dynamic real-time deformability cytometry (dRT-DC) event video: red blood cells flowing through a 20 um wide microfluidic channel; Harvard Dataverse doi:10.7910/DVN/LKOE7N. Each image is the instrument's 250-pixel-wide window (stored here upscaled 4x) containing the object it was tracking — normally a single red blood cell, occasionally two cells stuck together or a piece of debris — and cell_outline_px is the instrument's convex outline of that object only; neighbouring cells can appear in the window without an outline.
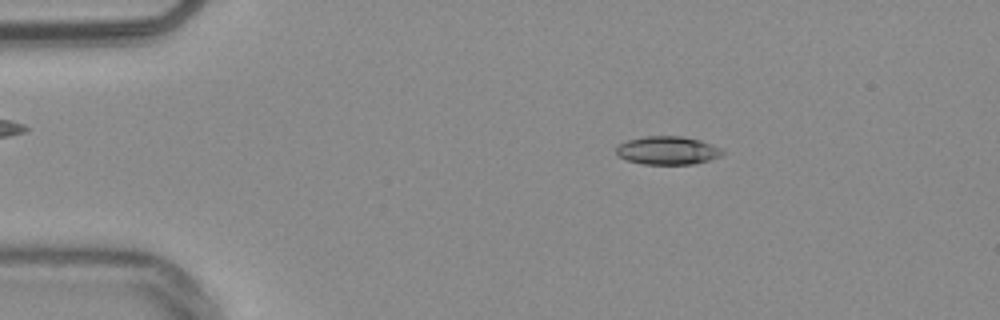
{"species": "common noctule bat (a hibernating species)", "species_latin": "Nyctalus noctula", "temperature_condition": "warm", "stored_images_in_passage": 53, "camera_frame_rate_fps": 3000, "um_per_image_px": 0.085, "animal": {"sex": "male", "body_mass_g": 20.4}, "frame": {"image": 1, "passage_image": 9, "time_ms": 2.667, "image_size_px": [1000, 320], "cell_outline_px": [[728, 152], [712, 160], [692, 164], [644, 164], [628, 160], [620, 156], [616, 152], [616, 148], [620, 144], [628, 140], [644, 136], [684, 136], [700, 140], [712, 144]], "centroid_in_image_um": [56.81, 12.78], "position_along_channel_um": 28.2, "area_um2": 17.57}}
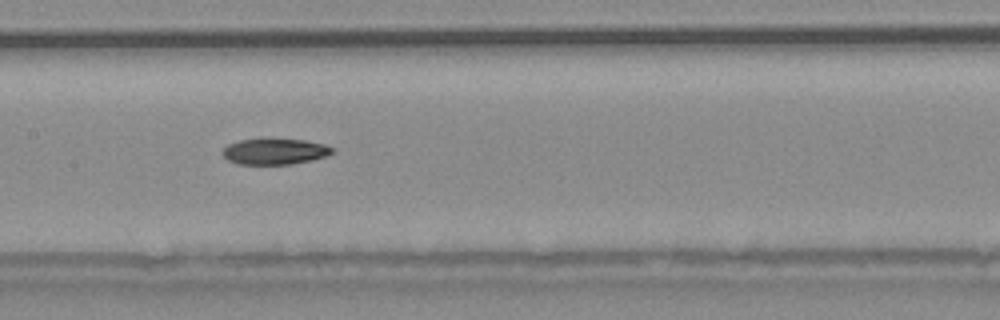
{"frame": {"image": 2, "passage_image": 26, "time_ms": 8.333, "image_size_px": [1000, 320], "cell_outline_px": [[336, 152], [328, 156], [312, 160], [292, 164], [236, 164], [228, 160], [220, 152], [228, 144], [240, 140], [304, 140], [324, 144], [336, 148]], "centroid_in_image_um": [23.4, 12.89], "position_along_channel_um": 184.0, "area_um2": 16.53}}
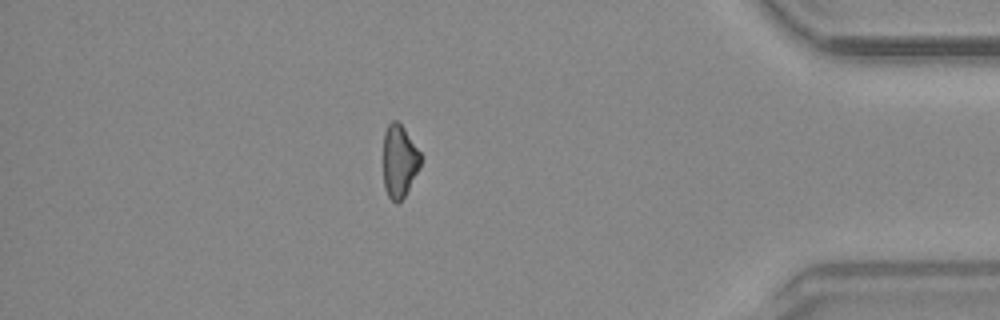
{"frame": {"image": 3, "passage_image": 46, "time_ms": 15.0, "image_size_px": [1000, 320], "cell_outline_px": [[420, 168], [404, 196], [396, 204], [388, 196], [384, 188], [384, 132], [388, 124], [392, 120], [396, 120], [404, 128], [420, 152]], "centroid_in_image_um": [33.93, 13.69], "position_along_channel_um": 401.3, "area_um2": 15.66}}